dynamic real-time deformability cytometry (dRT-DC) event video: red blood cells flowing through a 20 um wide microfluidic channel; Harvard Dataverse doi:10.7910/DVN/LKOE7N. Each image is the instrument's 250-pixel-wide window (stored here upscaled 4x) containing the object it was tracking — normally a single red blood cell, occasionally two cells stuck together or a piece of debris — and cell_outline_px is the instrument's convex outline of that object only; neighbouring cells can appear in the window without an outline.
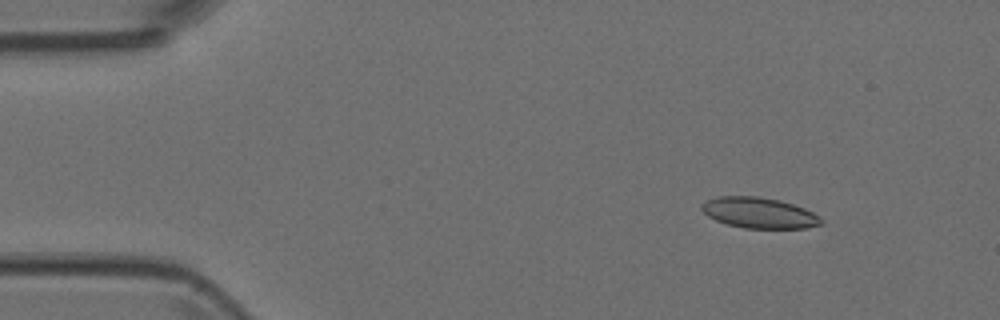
{"species": "Egyptian fruit bat (a non-hibernating species)", "species_latin": "Rousettus aegyptiacus", "temperature_condition": "room temperature", "stored_images_in_passage": 3, "camera_frame_rate_fps": 3000, "um_per_image_px": 0.085, "animal": {"sex": "female"}, "frame": {"image": 1, "passage_image": 1, "time_ms": 0.0, "image_size_px": [1000, 320], "cell_outline_px": [[824, 224], [804, 228], [744, 228], [728, 224], [716, 220], [708, 216], [700, 208], [700, 204], [716, 196], [756, 196], [780, 200], [804, 208], [820, 216], [824, 220]], "centroid_in_image_um": [64.54, 18.09], "position_along_channel_um": 20.5, "area_um2": 21.44}}